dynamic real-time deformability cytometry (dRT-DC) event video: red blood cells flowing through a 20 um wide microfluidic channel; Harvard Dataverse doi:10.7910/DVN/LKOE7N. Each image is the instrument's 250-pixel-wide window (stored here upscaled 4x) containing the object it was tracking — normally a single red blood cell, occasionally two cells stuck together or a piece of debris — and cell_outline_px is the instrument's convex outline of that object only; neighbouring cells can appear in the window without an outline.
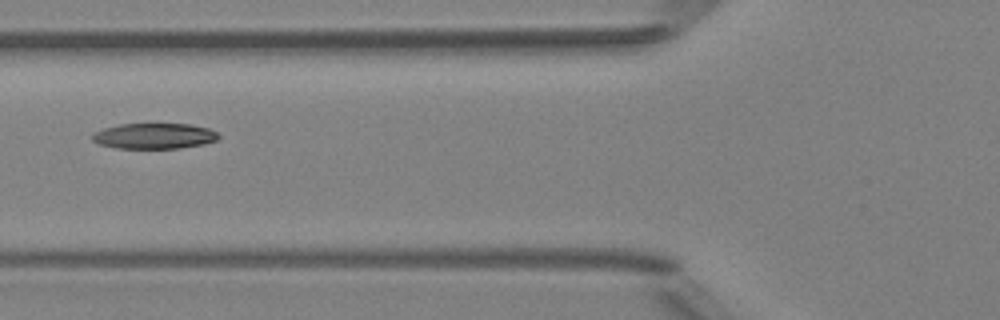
{"species": "Egyptian fruit bat (a non-hibernating species)", "species_latin": "Rousettus aegyptiacus", "temperature_condition": "room temperature", "stored_images_in_passage": 6, "camera_frame_rate_fps": 3000, "um_per_image_px": 0.085, "animal": {"sex": "female"}, "frame": {"image": 1, "passage_image": 6, "time_ms": 5.667, "image_size_px": [1000, 320], "cell_outline_px": [[220, 136], [216, 140], [204, 144], [180, 148], [116, 148], [100, 144], [92, 140], [92, 132], [104, 128], [120, 124], [192, 124], [208, 128], [216, 132]], "centroid_in_image_um": [13.1, 11.55], "position_along_channel_um": 112.7, "area_um2": 18.84}}